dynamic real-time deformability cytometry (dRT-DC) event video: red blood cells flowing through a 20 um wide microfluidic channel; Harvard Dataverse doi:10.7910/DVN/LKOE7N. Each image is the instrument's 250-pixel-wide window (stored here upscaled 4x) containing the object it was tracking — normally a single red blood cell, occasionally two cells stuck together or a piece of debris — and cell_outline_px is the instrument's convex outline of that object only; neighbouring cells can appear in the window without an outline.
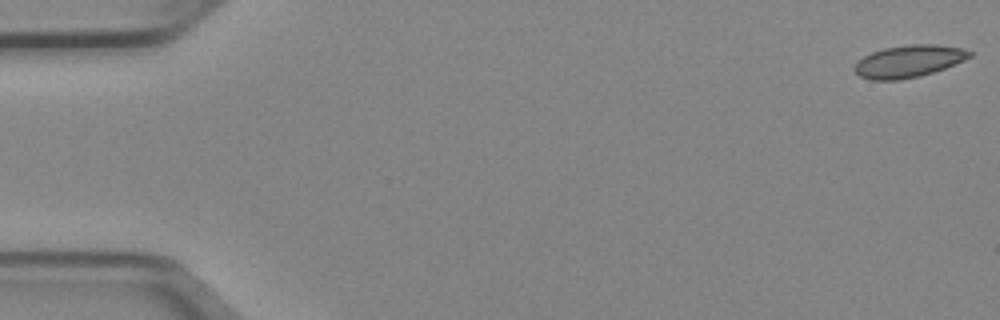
{"species": "Egyptian fruit bat (a non-hibernating species)", "species_latin": "Rousettus aegyptiacus", "temperature_condition": "cold", "stored_images_in_passage": 49, "camera_frame_rate_fps": 3000, "um_per_image_px": 0.085, "animal": {"sex": "female"}, "frame": {"image": 1, "passage_image": 1, "time_ms": 0.0, "image_size_px": [1000, 320], "cell_outline_px": [[972, 56], [964, 60], [944, 68], [920, 76], [900, 80], [872, 80], [860, 76], [852, 68], [864, 56], [872, 52], [884, 48], [912, 44], [936, 44], [964, 48], [972, 52]], "centroid_in_image_um": [77.25, 5.2], "position_along_channel_um": 7.7, "area_um2": 21.5}}
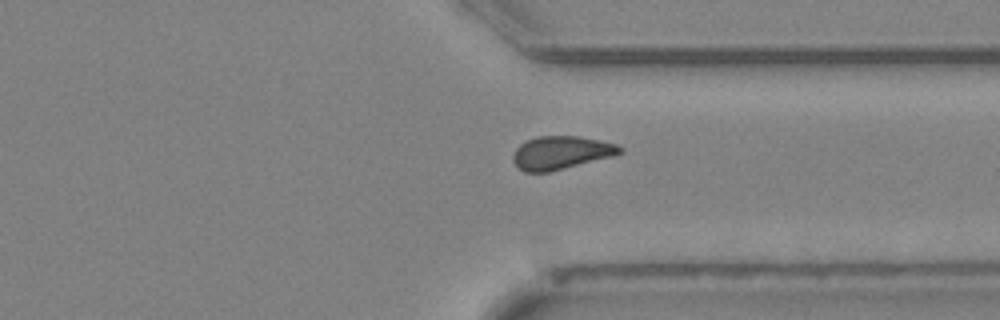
{"frame": {"image": 2, "passage_image": 39, "time_ms": 12.667, "image_size_px": [1000, 320], "cell_outline_px": [[624, 152], [612, 156], [548, 172], [524, 172], [512, 160], [512, 156], [516, 148], [524, 140], [536, 136], [576, 136], [600, 140], [616, 144], [624, 148]], "centroid_in_image_um": [47.67, 12.96], "position_along_channel_um": 363.7, "area_um2": 20.63}}
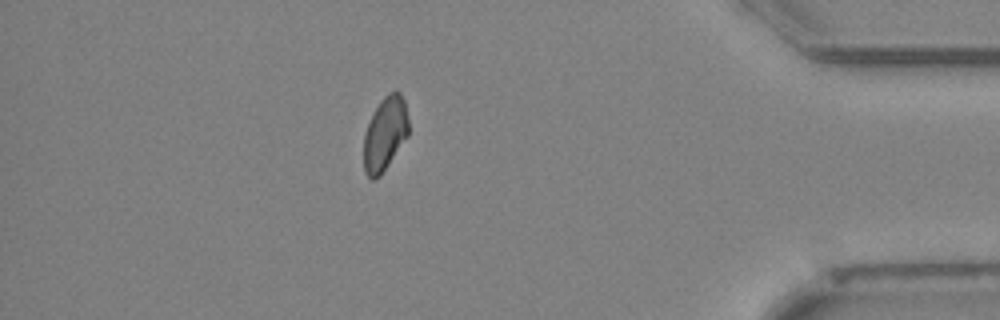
{"frame": {"image": 3, "passage_image": 45, "time_ms": 14.667, "image_size_px": [1000, 320], "cell_outline_px": [[408, 136], [380, 176], [376, 180], [372, 180], [364, 172], [364, 136], [368, 124], [380, 100], [388, 92], [396, 88], [400, 92], [404, 100], [408, 120]], "centroid_in_image_um": [32.73, 11.36], "position_along_channel_um": 402.5, "area_um2": 19.31}, "authors_computed_cell_mechanics": {"area_um2": 20.9236, "velocity_mm_per_s": 3.9566, "shape_relaxation_time_tau1_ms": null, "shape_relaxation_time_tau2_ms": 2.2872, "deformation_change_tau1": null, "deformation_change_tau2": 0.0644}}